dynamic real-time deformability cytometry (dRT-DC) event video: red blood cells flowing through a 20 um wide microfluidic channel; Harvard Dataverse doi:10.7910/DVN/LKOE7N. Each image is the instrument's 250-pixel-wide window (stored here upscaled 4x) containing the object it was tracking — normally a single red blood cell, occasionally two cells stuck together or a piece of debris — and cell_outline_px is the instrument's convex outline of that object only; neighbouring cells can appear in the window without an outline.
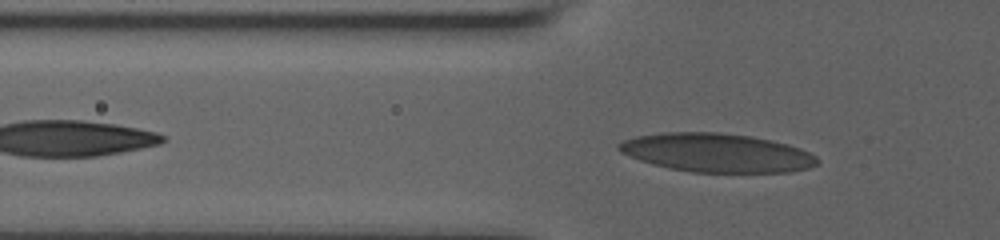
{"species": "human", "species_latin": "Homo sapiens", "temperature_condition": "room temperature", "stored_images_in_passage": 37, "camera_frame_rate_fps": 3000, "um_per_image_px": 0.085, "donor": {"sex": "male"}, "frame": {"image": 1, "passage_image": 6, "time_ms": 1.667, "image_size_px": [1000, 240], "cell_outline_px": [[820, 160], [816, 164], [808, 168], [788, 172], [692, 172], [668, 168], [652, 164], [640, 160], [620, 152], [616, 148], [616, 144], [624, 140], [636, 136], [664, 132], [720, 132], [752, 136], [772, 140], [788, 144], [800, 148], [816, 156]], "centroid_in_image_um": [60.91, 12.98], "position_along_channel_um": 64.9, "area_um2": 44.91}}
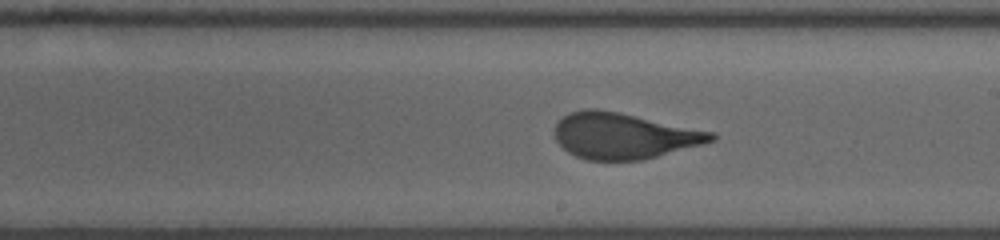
{"frame": {"image": 2, "passage_image": 20, "time_ms": 6.333, "image_size_px": [1000, 240], "cell_outline_px": [[716, 140], [656, 156], [640, 160], [588, 160], [576, 156], [568, 152], [556, 140], [552, 132], [556, 124], [564, 116], [572, 112], [584, 108], [596, 108], [620, 112], [716, 132]], "centroid_in_image_um": [53.0, 11.53], "position_along_channel_um": 236.0, "area_um2": 41.91}}
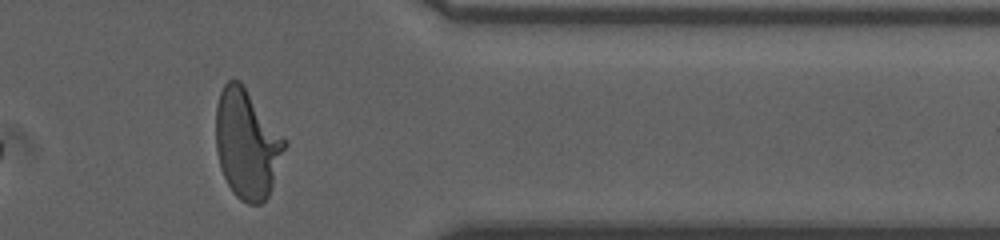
{"frame": {"image": 3, "passage_image": 33, "time_ms": 10.667, "image_size_px": [1000, 240], "cell_outline_px": [[288, 144], [268, 196], [260, 204], [248, 204], [240, 200], [232, 192], [220, 168], [216, 152], [216, 104], [220, 92], [224, 84], [228, 80], [240, 80], [244, 84], [288, 140]], "centroid_in_image_um": [21.01, 12.2], "position_along_channel_um": 390.4, "area_um2": 44.39}, "authors_computed_cell_mechanics": {"area_um2": 42.1362, "velocity_mm_per_s": 3.7917, "shape_relaxation_time_tau1_ms": 6.0922, "shape_relaxation_time_tau2_ms": null, "deformation_change_tau1": 0.2263, "deformation_change_tau2": null}}